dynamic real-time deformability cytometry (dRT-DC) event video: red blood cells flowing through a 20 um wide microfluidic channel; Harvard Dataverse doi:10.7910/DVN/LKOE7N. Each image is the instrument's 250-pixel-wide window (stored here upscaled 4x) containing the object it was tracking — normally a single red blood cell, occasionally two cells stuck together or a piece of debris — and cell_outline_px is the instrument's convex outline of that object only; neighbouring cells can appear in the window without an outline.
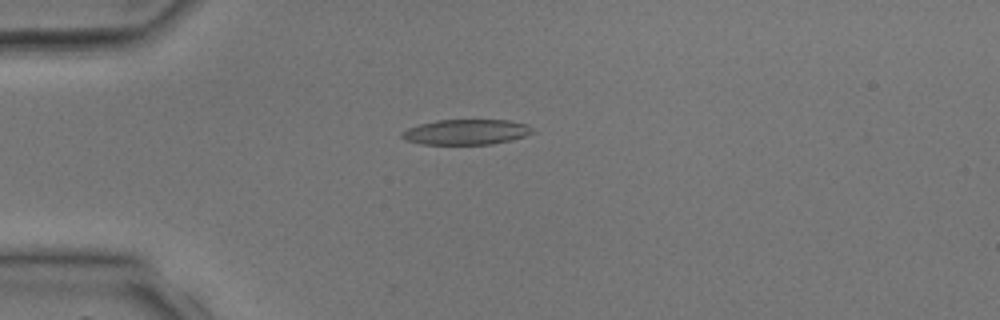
{"species": "common noctule bat (a hibernating species)", "species_latin": "Nyctalus noctula", "temperature_condition": "room temperature", "stored_images_in_passage": 3, "camera_frame_rate_fps": 3000, "um_per_image_px": 0.085, "animal": {"sex": "male", "body_mass_g": 17.9, "forearm_length_mm": 54.2}, "frame": {"image": 1, "passage_image": 3, "time_ms": 2.667, "image_size_px": [1000, 320], "cell_outline_px": [[536, 132], [524, 136], [492, 144], [424, 144], [404, 140], [400, 136], [400, 132], [408, 128], [420, 124], [436, 120], [508, 120], [528, 124]], "centroid_in_image_um": [39.61, 11.21], "position_along_channel_um": 45.4, "area_um2": 19.25}}